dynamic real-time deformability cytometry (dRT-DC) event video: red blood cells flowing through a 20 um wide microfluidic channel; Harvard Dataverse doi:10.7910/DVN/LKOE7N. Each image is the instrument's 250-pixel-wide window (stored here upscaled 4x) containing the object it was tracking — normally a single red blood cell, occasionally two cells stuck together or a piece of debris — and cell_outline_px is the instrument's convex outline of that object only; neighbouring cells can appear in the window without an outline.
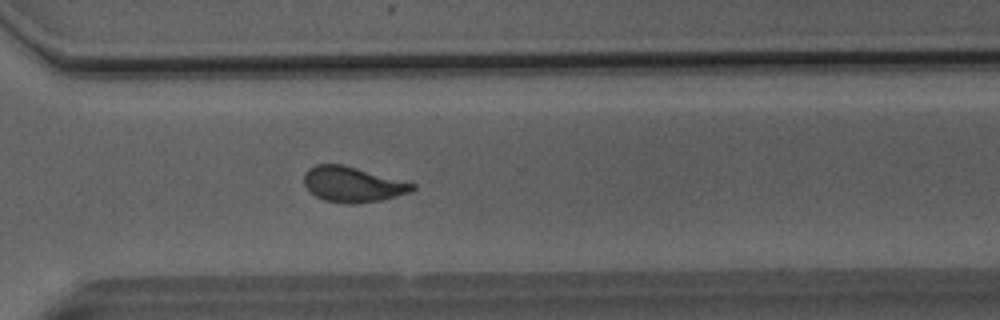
{"species": "Egyptian fruit bat (a non-hibernating species)", "species_latin": "Rousettus aegyptiacus", "temperature_condition": "room temperature", "stored_images_in_passage": 49, "camera_frame_rate_fps": 3000, "um_per_image_px": 0.085, "animal": {"sex": "male"}, "frame": {"image": 1, "passage_image": 35, "time_ms": 11.333, "image_size_px": [1000, 320], "cell_outline_px": [[416, 188], [412, 192], [380, 200], [352, 204], [348, 204], [324, 200], [316, 196], [304, 184], [304, 176], [316, 164], [340, 164], [356, 168], [416, 184]], "centroid_in_image_um": [30.0, 15.68], "position_along_channel_um": 340.6, "area_um2": 21.85}}
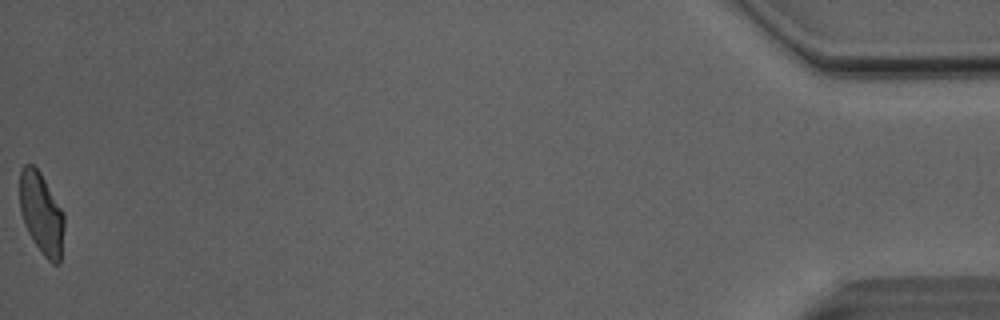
{"frame": {"image": 2, "passage_image": 49, "time_ms": 16.0, "image_size_px": [1000, 320], "cell_outline_px": [[64, 228], [60, 264], [52, 264], [44, 256], [28, 232], [24, 224], [20, 212], [20, 168], [24, 164], [32, 164], [40, 172], [64, 212]], "centroid_in_image_um": [3.53, 18.14], "position_along_channel_um": 431.7, "area_um2": 21.21}, "authors_computed_cell_mechanics": {"area_um2": 22.4842, "velocity_mm_per_s": 4.0954, "shape_relaxation_time_tau1_ms": 4.5474, "shape_relaxation_time_tau2_ms": 1.0582, "deformation_change_tau1": 0.1461, "deformation_change_tau2": 0.0727}}